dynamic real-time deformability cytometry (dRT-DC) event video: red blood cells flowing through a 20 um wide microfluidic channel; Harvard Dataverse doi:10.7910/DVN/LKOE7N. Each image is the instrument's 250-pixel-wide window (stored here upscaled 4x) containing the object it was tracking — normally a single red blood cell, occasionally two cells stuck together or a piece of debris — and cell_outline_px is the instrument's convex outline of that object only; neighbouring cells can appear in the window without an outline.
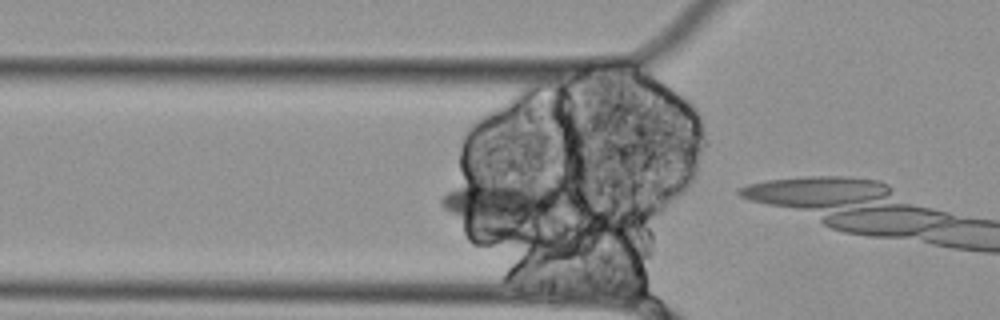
{"species": "Egyptian fruit bat (a non-hibernating species)", "species_latin": "Rousettus aegyptiacus", "temperature_condition": "cold", "stored_images_in_passage": 14, "camera_frame_rate_fps": 3000, "um_per_image_px": 0.085, "animal": {"sex": "female"}, "frame": {"image": 1, "passage_image": 12, "time_ms": 3.667, "image_size_px": [1000, 320], "cell_outline_px": [[572, 200], [568, 204], [508, 240], [504, 240], [448, 212], [440, 204], [440, 200], [452, 188], [472, 184], [552, 188], [572, 196]], "centroid_in_image_um": [42.8, 17.57], "position_along_channel_um": 83.0, "area_um2": 33.52}}